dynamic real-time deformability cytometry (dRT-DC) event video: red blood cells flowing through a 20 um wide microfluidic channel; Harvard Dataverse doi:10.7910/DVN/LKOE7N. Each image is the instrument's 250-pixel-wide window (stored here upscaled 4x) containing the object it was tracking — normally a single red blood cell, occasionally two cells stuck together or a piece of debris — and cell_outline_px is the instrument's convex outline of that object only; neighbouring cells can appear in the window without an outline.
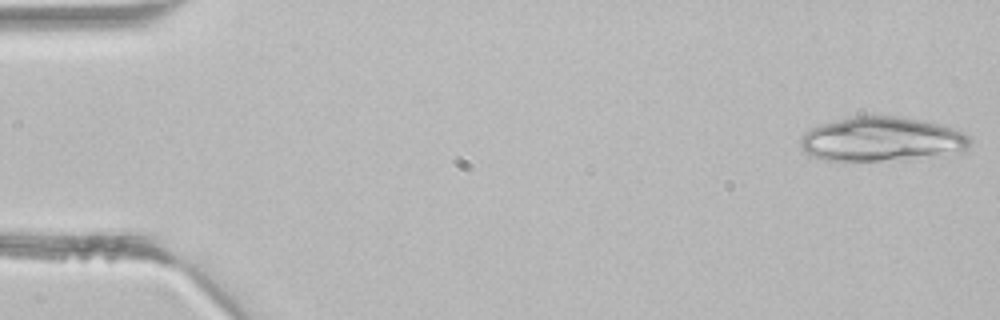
{"species": "common noctule bat (a hibernating species)", "species_latin": "Nyctalus noctula", "temperature_condition": "room temperature", "stored_images_in_passage": 15, "camera_frame_rate_fps": 3000, "um_per_image_px": 0.085, "animal": {"sex": "male", "body_mass_g": 21.5, "forearm_length_mm": 52.0}, "frame": {"image": 1, "passage_image": 1, "time_ms": 0.0, "image_size_px": [1000, 320], "cell_outline_px": [[972, 140], [968, 148], [964, 152], [880, 160], [824, 160], [808, 156], [800, 148], [800, 140], [804, 132], [820, 124], [848, 116], [900, 116], [924, 120], [944, 124], [956, 128], [964, 132]], "centroid_in_image_um": [74.94, 11.8], "position_along_channel_um": 10.1, "area_um2": 43.99}}